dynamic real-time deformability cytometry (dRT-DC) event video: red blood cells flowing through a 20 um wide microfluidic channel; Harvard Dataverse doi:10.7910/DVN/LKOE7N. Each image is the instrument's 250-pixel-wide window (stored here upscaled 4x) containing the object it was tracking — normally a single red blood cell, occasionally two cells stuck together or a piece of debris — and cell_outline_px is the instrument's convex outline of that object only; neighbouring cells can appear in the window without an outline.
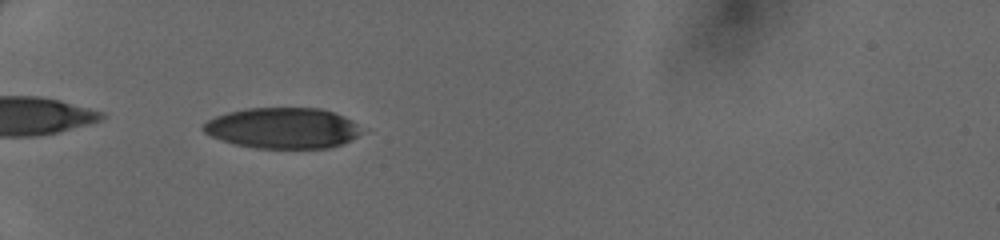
{"species": "human", "species_latin": "Homo sapiens", "temperature_condition": "cold", "stored_images_in_passage": 33, "camera_frame_rate_fps": 3000, "um_per_image_px": 0.085, "donor": {"sex": "female"}, "frame": {"image": 1, "passage_image": 2, "time_ms": 0.333, "image_size_px": [1000, 240], "cell_outline_px": [[360, 132], [356, 136], [332, 148], [256, 148], [236, 144], [212, 136], [204, 132], [200, 128], [208, 120], [216, 116], [228, 112], [244, 108], [320, 108], [344, 116], [352, 120], [356, 124]], "centroid_in_image_um": [24.0, 10.88], "position_along_channel_um": 61.0, "area_um2": 37.28}}
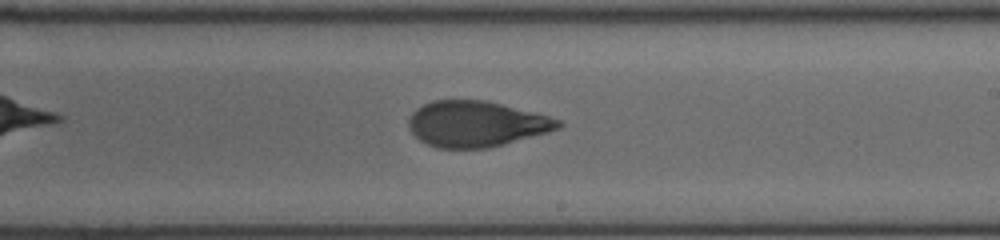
{"frame": {"image": 2, "passage_image": 16, "time_ms": 5.0, "image_size_px": [1000, 240], "cell_outline_px": [[564, 124], [560, 128], [548, 132], [504, 144], [488, 148], [436, 148], [420, 140], [408, 128], [408, 120], [412, 112], [416, 108], [432, 100], [484, 100], [548, 116], [560, 120]], "centroid_in_image_um": [40.45, 10.54], "position_along_channel_um": 248.5, "area_um2": 39.71}}
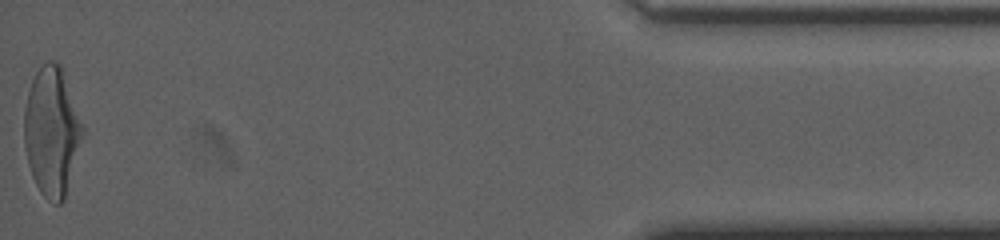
{"frame": {"image": 3, "passage_image": 33, "time_ms": 10.667, "image_size_px": [1000, 240], "cell_outline_px": [[84, 132], [64, 200], [60, 204], [56, 204], [48, 200], [40, 192], [32, 176], [28, 164], [24, 144], [24, 108], [28, 92], [32, 80], [36, 72], [48, 60], [56, 60], [60, 64], [84, 128]], "centroid_in_image_um": [4.39, 11.18], "position_along_channel_um": 430.8, "area_um2": 43.52}}